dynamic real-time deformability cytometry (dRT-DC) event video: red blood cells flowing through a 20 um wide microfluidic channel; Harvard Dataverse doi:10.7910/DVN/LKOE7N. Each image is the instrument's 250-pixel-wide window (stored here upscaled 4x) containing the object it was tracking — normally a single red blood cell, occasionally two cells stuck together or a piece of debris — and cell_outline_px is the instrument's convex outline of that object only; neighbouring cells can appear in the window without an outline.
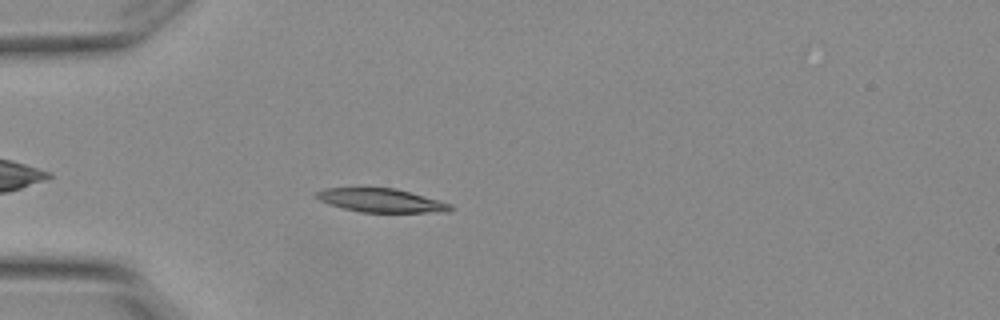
{"species": "Egyptian fruit bat (a non-hibernating species)", "species_latin": "Rousettus aegyptiacus", "temperature_condition": "warm", "stored_images_in_passage": 5, "camera_frame_rate_fps": 3000, "um_per_image_px": 0.085, "animal": {"sex": "female"}, "frame": {"image": 1, "passage_image": 4, "time_ms": 1.0, "image_size_px": [1000, 320], "cell_outline_px": [[452, 208], [444, 212], [360, 212], [344, 208], [320, 200], [316, 196], [316, 192], [324, 188], [360, 184], [396, 188], [440, 200], [452, 204]], "centroid_in_image_um": [32.33, 16.97], "position_along_channel_um": 52.7, "area_um2": 19.25}}